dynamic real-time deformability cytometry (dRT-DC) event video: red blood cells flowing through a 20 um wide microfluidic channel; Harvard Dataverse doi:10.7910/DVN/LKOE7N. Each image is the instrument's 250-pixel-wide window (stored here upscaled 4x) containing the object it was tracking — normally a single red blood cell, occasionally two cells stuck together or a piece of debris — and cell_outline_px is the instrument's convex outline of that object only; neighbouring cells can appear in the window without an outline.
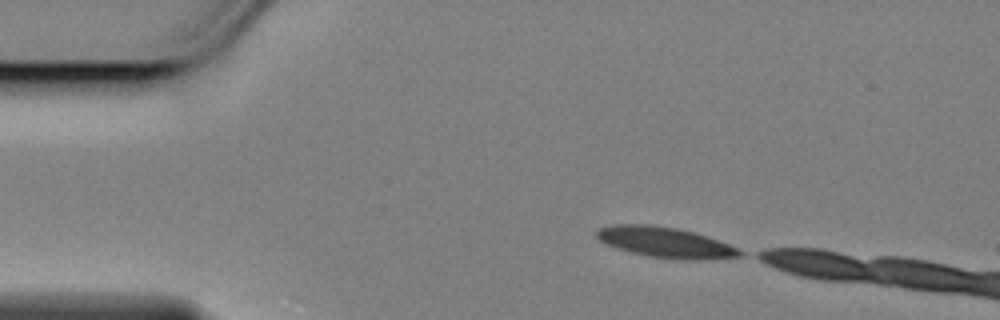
{"species": "Egyptian fruit bat (a non-hibernating species)", "species_latin": "Rousettus aegyptiacus", "temperature_condition": "cold", "stored_images_in_passage": 11, "camera_frame_rate_fps": 3000, "um_per_image_px": 0.085, "animal": {"sex": "female"}, "frame": {"image": 1, "passage_image": 1, "time_ms": 0.0, "image_size_px": [1000, 320], "cell_outline_px": [[744, 252], [740, 256], [700, 260], [684, 260], [648, 256], [616, 248], [604, 244], [596, 236], [596, 232], [600, 228], [616, 224], [644, 224], [672, 228], [692, 232], [728, 244]], "centroid_in_image_um": [56.5, 20.61], "position_along_channel_um": 28.5, "area_um2": 24.91}}
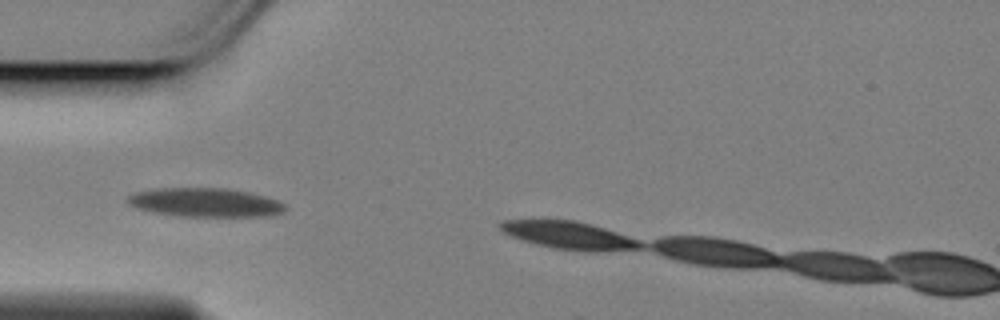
{"frame": {"image": 2, "passage_image": 9, "time_ms": 2.667, "image_size_px": [1000, 320], "cell_outline_px": [[284, 212], [272, 216], [176, 216], [152, 212], [136, 208], [128, 204], [128, 196], [136, 192], [156, 188], [224, 188], [248, 192], [264, 196], [276, 200], [284, 204]], "centroid_in_image_um": [17.42, 17.21], "position_along_channel_um": 67.6, "area_um2": 26.41}}